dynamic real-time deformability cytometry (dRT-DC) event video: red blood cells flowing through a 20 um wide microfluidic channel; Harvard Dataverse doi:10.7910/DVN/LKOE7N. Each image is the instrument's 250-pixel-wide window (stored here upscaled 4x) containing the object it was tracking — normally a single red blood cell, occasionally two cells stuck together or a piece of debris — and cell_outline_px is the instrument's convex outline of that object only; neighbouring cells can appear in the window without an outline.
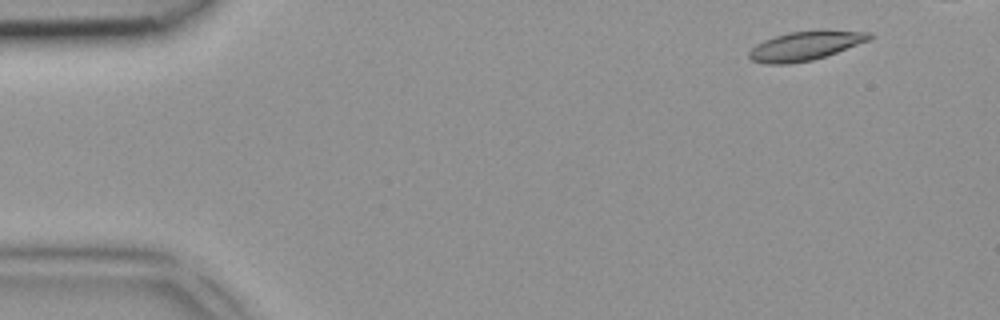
{"species": "common noctule bat (a hibernating species)", "species_latin": "Nyctalus noctula", "temperature_condition": "room temperature", "stored_images_in_passage": 4, "camera_frame_rate_fps": 3000, "um_per_image_px": 0.085, "animal": {"sex": "female", "body_mass_g": 18.4}, "frame": {"image": 1, "passage_image": 4, "time_ms": 1.0, "image_size_px": [1000, 320], "cell_outline_px": [[876, 36], [868, 40], [836, 52], [812, 60], [788, 64], [764, 64], [752, 60], [748, 56], [748, 52], [756, 44], [764, 40], [788, 32], [824, 28], [872, 32]], "centroid_in_image_um": [68.49, 3.85], "position_along_channel_um": 16.5, "area_um2": 20.81}}